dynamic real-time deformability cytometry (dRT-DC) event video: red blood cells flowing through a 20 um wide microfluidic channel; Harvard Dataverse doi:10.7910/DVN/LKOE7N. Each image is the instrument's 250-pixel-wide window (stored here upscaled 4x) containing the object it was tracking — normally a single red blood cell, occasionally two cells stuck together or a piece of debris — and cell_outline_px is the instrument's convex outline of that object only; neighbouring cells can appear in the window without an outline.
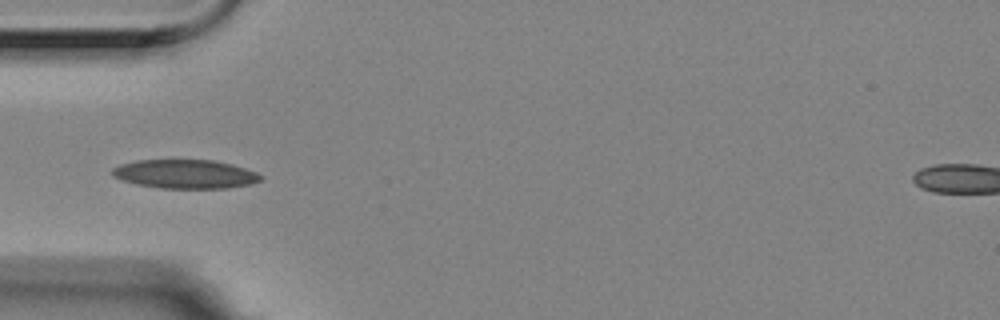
{"species": "Egyptian fruit bat (a non-hibernating species)", "species_latin": "Rousettus aegyptiacus", "temperature_condition": "room temperature", "stored_images_in_passage": 6, "camera_frame_rate_fps": 3000, "um_per_image_px": 0.085, "animal": {"sex": "female"}, "frame": {"image": 1, "passage_image": 5, "time_ms": 1.333, "image_size_px": [1000, 320], "cell_outline_px": [[264, 176], [260, 180], [252, 184], [228, 188], [160, 188], [136, 184], [112, 176], [112, 168], [120, 164], [136, 160], [216, 160], [232, 164], [256, 172]], "centroid_in_image_um": [15.76, 14.79], "position_along_channel_um": 69.2, "area_um2": 25.03}}
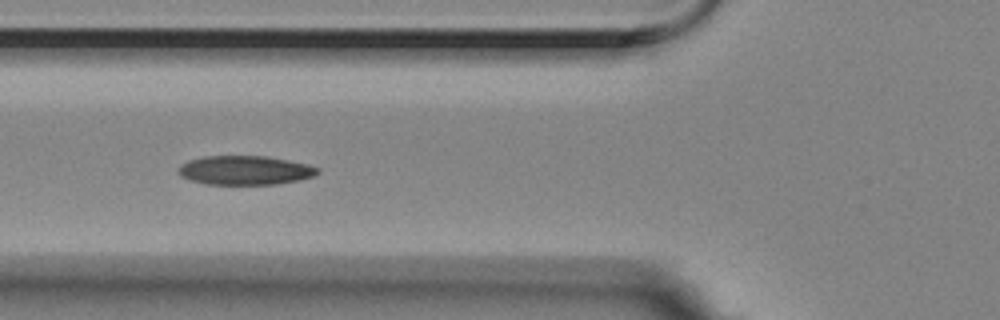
{"frame": {"image": 2, "passage_image": 6, "time_ms": 1.667, "image_size_px": [1000, 320], "cell_outline_px": [[320, 172], [316, 176], [300, 180], [276, 184], [204, 184], [180, 176], [180, 164], [188, 160], [204, 156], [268, 156], [308, 164], [320, 168]], "centroid_in_image_um": [20.88, 14.47], "position_along_channel_um": 104.9, "area_um2": 23.7}}